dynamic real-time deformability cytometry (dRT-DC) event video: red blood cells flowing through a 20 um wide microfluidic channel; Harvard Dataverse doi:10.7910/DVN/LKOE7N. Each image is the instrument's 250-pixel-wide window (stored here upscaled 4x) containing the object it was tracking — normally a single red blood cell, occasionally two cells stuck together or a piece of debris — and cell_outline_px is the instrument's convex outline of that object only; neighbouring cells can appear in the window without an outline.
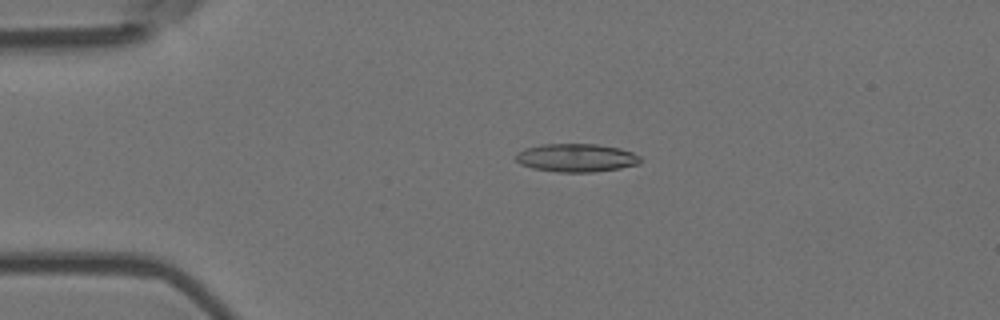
{"species": "Egyptian fruit bat (a non-hibernating species)", "species_latin": "Rousettus aegyptiacus", "temperature_condition": "room temperature", "stored_images_in_passage": 5, "camera_frame_rate_fps": 3000, "um_per_image_px": 0.085, "animal": {"sex": "female"}, "frame": {"image": 1, "passage_image": 4, "time_ms": 1.0, "image_size_px": [1000, 320], "cell_outline_px": [[640, 164], [620, 168], [592, 172], [556, 172], [532, 168], [520, 164], [516, 160], [516, 152], [524, 148], [540, 144], [596, 144], [620, 148], [632, 152], [640, 156]], "centroid_in_image_um": [48.96, 13.41], "position_along_channel_um": 36.0, "area_um2": 20.63}}